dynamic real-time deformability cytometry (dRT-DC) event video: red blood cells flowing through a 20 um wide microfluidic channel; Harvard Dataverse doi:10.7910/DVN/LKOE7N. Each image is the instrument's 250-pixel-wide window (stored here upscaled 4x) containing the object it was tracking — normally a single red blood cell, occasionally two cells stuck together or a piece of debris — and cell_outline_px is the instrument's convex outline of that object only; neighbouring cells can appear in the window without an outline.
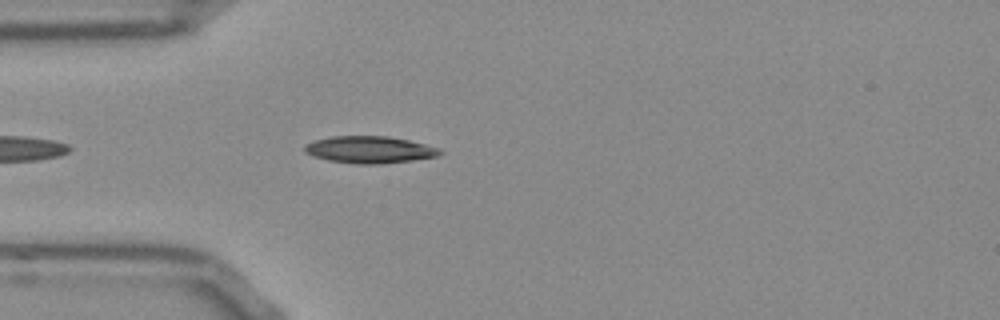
{"species": "Egyptian fruit bat (a non-hibernating species)", "species_latin": "Rousettus aegyptiacus", "temperature_condition": "room temperature", "stored_images_in_passage": 20, "camera_frame_rate_fps": 3000, "um_per_image_px": 0.085, "frame": {"image": 1, "passage_image": 4, "time_ms": 1.0, "image_size_px": [1000, 320], "cell_outline_px": [[444, 152], [436, 156], [412, 160], [380, 164], [356, 164], [328, 160], [312, 156], [304, 152], [304, 144], [316, 140], [332, 136], [388, 136], [408, 140], [440, 148]], "centroid_in_image_um": [31.39, 12.72], "position_along_channel_um": 53.6, "area_um2": 21.27}}
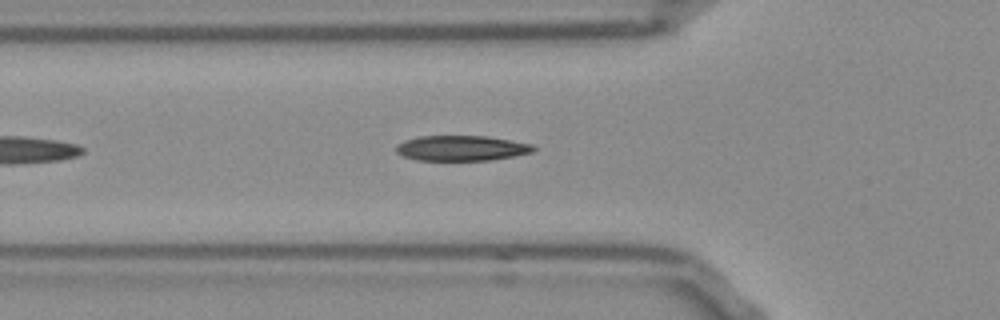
{"frame": {"image": 2, "passage_image": 7, "time_ms": 2.0, "image_size_px": [1000, 320], "cell_outline_px": [[536, 148], [532, 152], [492, 160], [416, 160], [404, 156], [396, 152], [396, 144], [404, 140], [420, 136], [488, 136], [532, 144]], "centroid_in_image_um": [39.2, 12.59], "position_along_channel_um": 86.6, "area_um2": 20.17}}
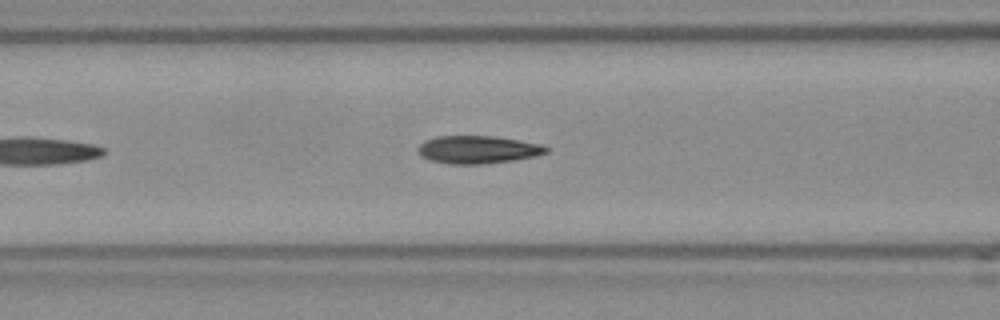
{"frame": {"image": 3, "passage_image": 10, "time_ms": 3.0, "image_size_px": [1000, 320], "cell_outline_px": [[548, 152], [536, 156], [512, 160], [480, 164], [448, 164], [432, 160], [420, 156], [416, 148], [424, 140], [436, 136], [492, 136], [540, 144], [548, 148]], "centroid_in_image_um": [40.56, 12.71], "position_along_channel_um": 126.0, "area_um2": 20.63}}